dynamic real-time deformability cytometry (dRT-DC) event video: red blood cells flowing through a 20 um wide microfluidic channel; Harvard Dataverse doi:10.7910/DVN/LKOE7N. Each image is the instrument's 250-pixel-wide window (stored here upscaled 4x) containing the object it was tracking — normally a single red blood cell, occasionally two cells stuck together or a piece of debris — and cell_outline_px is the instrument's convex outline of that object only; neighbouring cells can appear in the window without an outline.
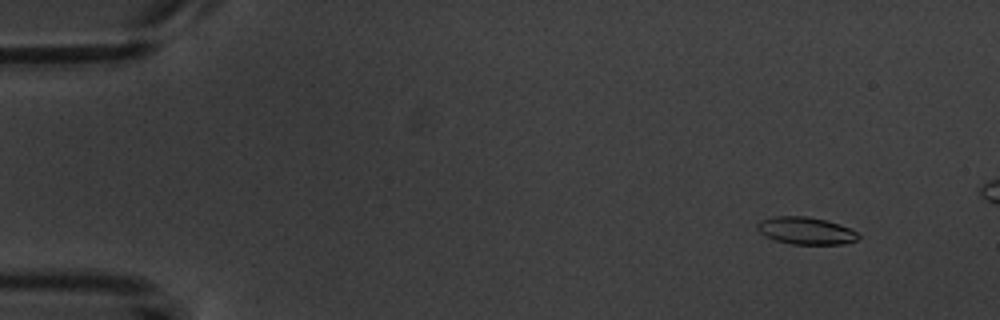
{"species": "common noctule bat (a hibernating species)", "species_latin": "Nyctalus noctula", "temperature_condition": "warm", "stored_images_in_passage": 6, "camera_frame_rate_fps": 3000, "um_per_image_px": 0.085, "animal": {"sex": "male", "body_mass_g": 20.1, "forearm_length_mm": 53.5}, "frame": {"image": 1, "passage_image": 2, "time_ms": 1.0, "image_size_px": [1000, 320], "cell_outline_px": [[860, 236], [856, 240], [844, 244], [792, 244], [776, 240], [764, 236], [756, 228], [756, 224], [760, 220], [776, 216], [808, 216], [840, 224], [856, 232]], "centroid_in_image_um": [68.47, 19.61], "position_along_channel_um": 16.5, "area_um2": 16.01}}